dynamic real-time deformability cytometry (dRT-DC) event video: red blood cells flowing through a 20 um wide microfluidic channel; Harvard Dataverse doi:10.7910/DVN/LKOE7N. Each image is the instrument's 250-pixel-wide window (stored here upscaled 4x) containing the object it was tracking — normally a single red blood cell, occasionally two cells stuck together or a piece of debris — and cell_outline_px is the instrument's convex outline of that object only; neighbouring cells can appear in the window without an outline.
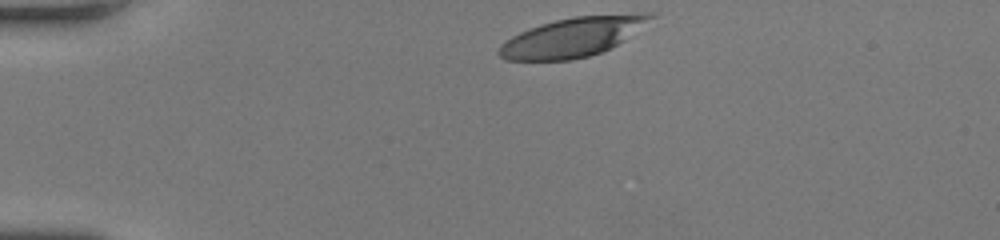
{"species": "human", "species_latin": "Homo sapiens", "temperature_condition": "room temperature", "stored_images_in_passage": 32, "camera_frame_rate_fps": 3000, "um_per_image_px": 0.085, "donor": {"sex": "female"}, "frame": {"image": 1, "passage_image": 1, "time_ms": 0.0, "image_size_px": [1000, 240], "cell_outline_px": [[656, 16], [624, 40], [600, 52], [588, 56], [572, 60], [508, 60], [500, 56], [496, 52], [500, 44], [512, 36], [520, 32], [540, 24], [572, 16], [644, 12], [652, 12]], "centroid_in_image_um": [48.68, 3.13], "position_along_channel_um": 36.3, "area_um2": 34.62}}
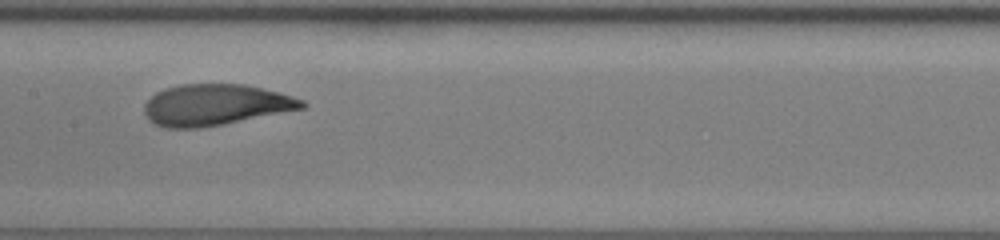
{"frame": {"image": 2, "passage_image": 16, "time_ms": 5.0, "image_size_px": [1000, 240], "cell_outline_px": [[308, 104], [304, 108], [224, 124], [200, 128], [164, 128], [148, 120], [144, 112], [144, 104], [156, 92], [164, 88], [180, 84], [244, 84], [292, 96], [304, 100]], "centroid_in_image_um": [18.28, 8.92], "position_along_channel_um": 189.1, "area_um2": 37.8}}
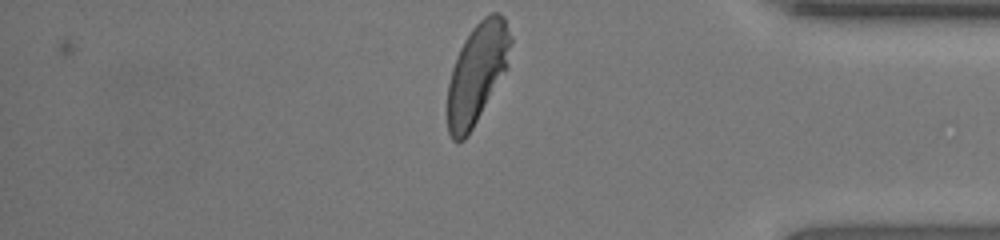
{"frame": {"image": 3, "passage_image": 32, "time_ms": 10.333, "image_size_px": [1000, 240], "cell_outline_px": [[512, 40], [508, 68], [468, 136], [464, 140], [452, 140], [448, 132], [448, 84], [452, 68], [456, 56], [464, 40], [472, 28], [484, 16], [492, 12], [500, 12], [504, 16], [512, 36]], "centroid_in_image_um": [40.58, 6.19], "position_along_channel_um": 394.6, "area_um2": 37.05}, "authors_computed_cell_mechanics": {"area_um2": 37.8012, "velocity_mm_per_s": 4.2615, "shape_relaxation_time_tau1_ms": 3.3608, "shape_relaxation_time_tau2_ms": null, "deformation_change_tau1": 0.188, "deformation_change_tau2": null}}